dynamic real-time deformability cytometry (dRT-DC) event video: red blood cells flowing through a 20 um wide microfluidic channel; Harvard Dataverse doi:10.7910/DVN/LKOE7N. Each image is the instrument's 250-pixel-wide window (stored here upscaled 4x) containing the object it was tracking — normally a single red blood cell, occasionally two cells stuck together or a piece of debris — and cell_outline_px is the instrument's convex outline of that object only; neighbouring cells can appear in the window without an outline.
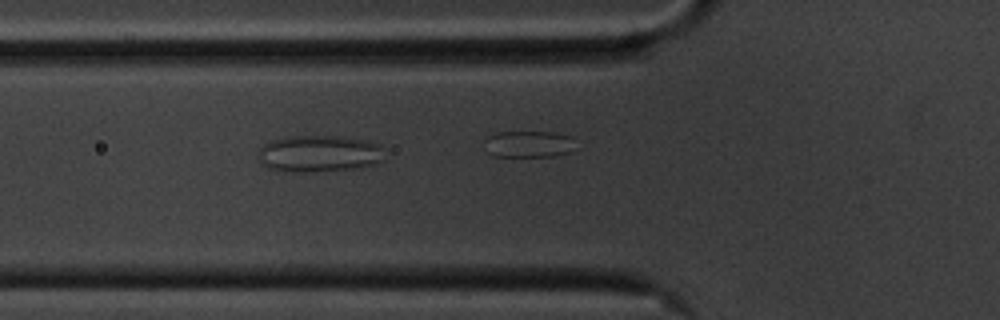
{"species": "common noctule bat (a hibernating species)", "species_latin": "Nyctalus noctula", "temperature_condition": "cold", "stored_images_in_passage": 28, "camera_frame_rate_fps": 3000, "um_per_image_px": 0.085, "animal": {"sex": "male", "body_mass_g": 20.1, "forearm_length_mm": 53.5}, "frame": {"image": 1, "passage_image": 4, "time_ms": 1.0, "image_size_px": [1000, 320], "cell_outline_px": [[384, 160], [380, 164], [360, 168], [316, 172], [276, 172], [268, 168], [260, 160], [256, 152], [264, 144], [272, 140], [288, 136], [344, 136], [368, 140], [380, 144]], "centroid_in_image_um": [27.14, 13.07], "position_along_channel_um": 98.7, "area_um2": 27.86}}
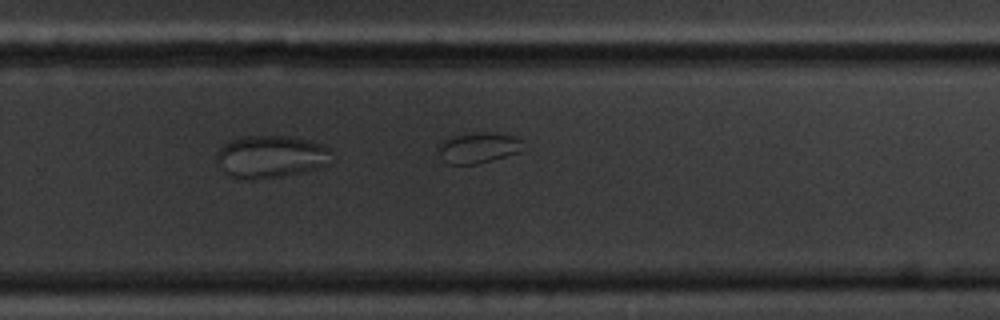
{"frame": {"image": 2, "passage_image": 22, "time_ms": 7.0, "image_size_px": [1000, 320], "cell_outline_px": [[332, 152], [328, 164], [316, 168], [300, 172], [280, 176], [256, 180], [248, 180], [228, 176], [220, 168], [216, 160], [216, 152], [224, 144], [232, 140], [244, 136], [288, 136], [324, 144]], "centroid_in_image_um": [22.98, 13.32], "position_along_channel_um": 306.8, "area_um2": 28.5}}
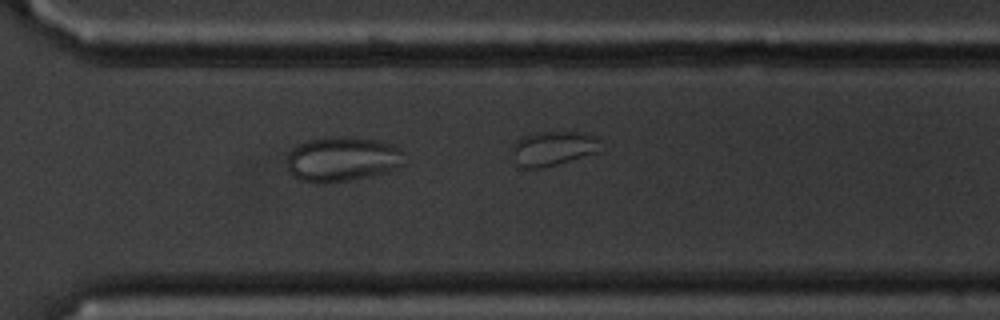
{"frame": {"image": 3, "passage_image": 25, "time_ms": 8.0, "image_size_px": [1000, 320], "cell_outline_px": [[404, 164], [388, 172], [372, 176], [328, 184], [316, 184], [300, 180], [292, 176], [288, 172], [288, 152], [292, 148], [308, 140], [340, 136], [376, 140], [400, 148]], "centroid_in_image_um": [29.05, 13.56], "position_along_channel_um": 341.5, "area_um2": 30.81}}